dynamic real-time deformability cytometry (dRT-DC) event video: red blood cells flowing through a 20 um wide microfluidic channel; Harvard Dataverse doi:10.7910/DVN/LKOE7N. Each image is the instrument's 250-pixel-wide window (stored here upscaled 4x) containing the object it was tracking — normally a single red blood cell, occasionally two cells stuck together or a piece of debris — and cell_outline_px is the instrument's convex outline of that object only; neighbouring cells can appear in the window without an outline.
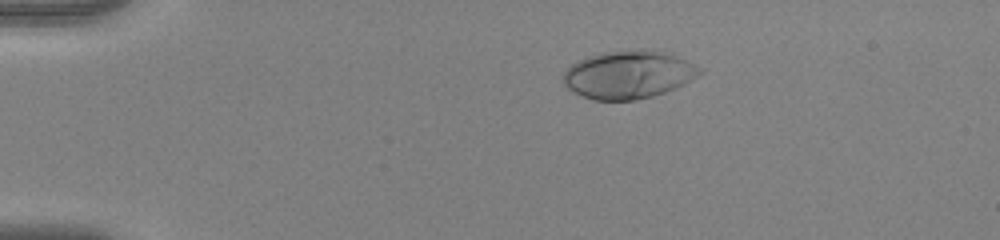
{"species": "human", "species_latin": "Homo sapiens", "temperature_condition": "warm", "stored_images_in_passage": 43, "camera_frame_rate_fps": 3000, "um_per_image_px": 0.085, "donor": {"sex": "female"}, "frame": {"image": 1, "passage_image": 1, "time_ms": 0.0, "image_size_px": [1000, 240], "cell_outline_px": [[704, 72], [684, 84], [664, 92], [652, 96], [632, 100], [596, 100], [584, 96], [568, 88], [564, 84], [564, 72], [572, 64], [588, 56], [600, 52], [664, 52], [676, 56], [704, 68]], "centroid_in_image_um": [53.44, 6.37], "position_along_channel_um": 31.6, "area_um2": 37.11}}
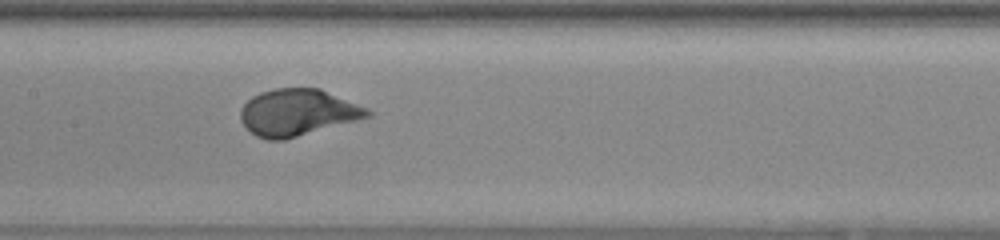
{"frame": {"image": 2, "passage_image": 18, "time_ms": 5.667, "image_size_px": [1000, 240], "cell_outline_px": [[372, 116], [284, 140], [268, 140], [256, 136], [240, 120], [240, 108], [252, 96], [260, 92], [276, 88], [320, 88], [368, 108], [372, 112]], "centroid_in_image_um": [25.3, 9.55], "position_along_channel_um": 182.1, "area_um2": 34.51}}
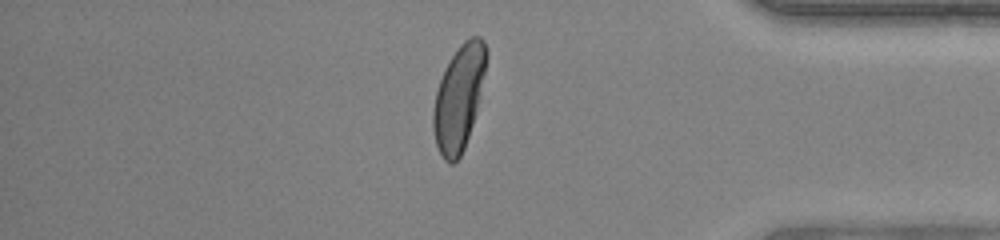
{"frame": {"image": 3, "passage_image": 36, "time_ms": 11.667, "image_size_px": [1000, 240], "cell_outline_px": [[488, 56], [476, 108], [472, 124], [464, 148], [460, 156], [452, 164], [448, 164], [444, 160], [436, 144], [432, 128], [432, 112], [436, 92], [444, 68], [460, 44], [464, 40], [472, 36], [480, 36], [484, 40], [488, 52]], "centroid_in_image_um": [38.98, 8.28], "position_along_channel_um": 396.2, "area_um2": 32.14}, "authors_computed_cell_mechanics": {"area_um2": 34.2176, "velocity_mm_per_s": 3.9135, "shape_relaxation_time_tau1_ms": 2.4752, "shape_relaxation_time_tau2_ms": null, "deformation_change_tau1": 0.2074, "deformation_change_tau2": null}}